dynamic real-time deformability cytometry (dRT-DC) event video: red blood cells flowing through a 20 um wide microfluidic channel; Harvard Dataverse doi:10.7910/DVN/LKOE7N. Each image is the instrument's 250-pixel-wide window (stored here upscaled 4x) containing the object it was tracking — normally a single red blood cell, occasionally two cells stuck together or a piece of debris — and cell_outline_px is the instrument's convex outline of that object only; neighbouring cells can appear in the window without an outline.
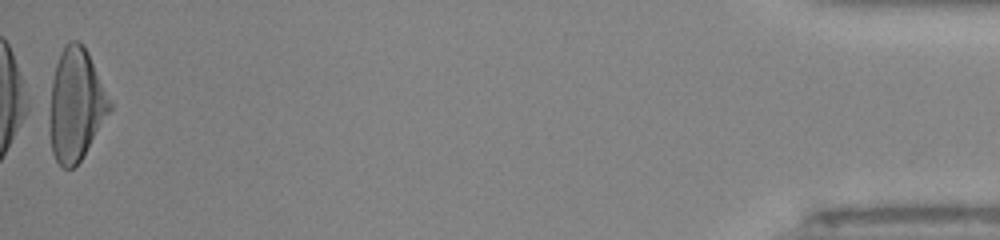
{"species": "human", "species_latin": "Homo sapiens", "temperature_condition": "room temperature", "stored_images_in_passage": 52, "camera_frame_rate_fps": 3000, "um_per_image_px": 0.085, "donor": {"sex": "male"}, "frame": {"image": 1, "passage_image": 52, "time_ms": 17.0, "image_size_px": [1000, 240], "cell_outline_px": [[112, 108], [80, 160], [72, 168], [64, 168], [56, 160], [52, 152], [48, 132], [48, 120], [52, 80], [56, 64], [60, 52], [64, 44], [68, 40], [76, 40], [88, 52], [112, 104]], "centroid_in_image_um": [6.41, 8.9], "position_along_channel_um": 428.8, "area_um2": 39.19}, "authors_computed_cell_mechanics": {"area_um2": 40.2577, "velocity_mm_per_s": 4.0217, "shape_relaxation_time_tau1_ms": 4.7324, "shape_relaxation_time_tau2_ms": null, "deformation_change_tau1": 0.2399, "deformation_change_tau2": null}}